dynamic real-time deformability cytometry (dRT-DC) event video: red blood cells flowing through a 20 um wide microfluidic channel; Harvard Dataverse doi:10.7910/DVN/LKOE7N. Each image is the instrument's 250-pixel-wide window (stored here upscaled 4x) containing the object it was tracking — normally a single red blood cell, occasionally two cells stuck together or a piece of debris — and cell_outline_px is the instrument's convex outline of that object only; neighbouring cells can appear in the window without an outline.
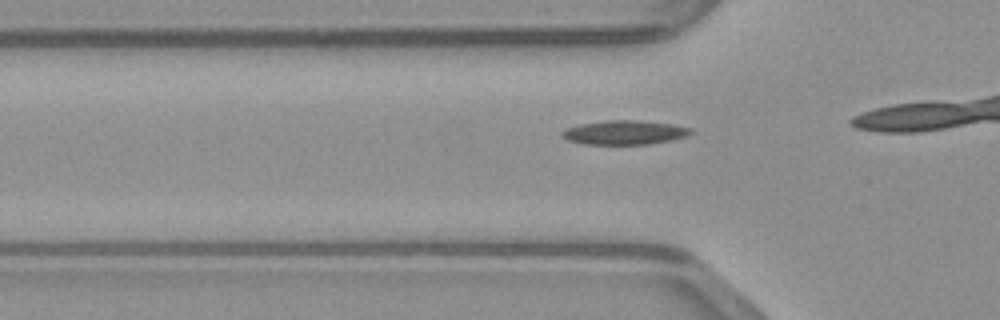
{"species": "common noctule bat (a hibernating species)", "species_latin": "Nyctalus noctula", "temperature_condition": "warm", "stored_images_in_passage": 15, "camera_frame_rate_fps": 3000, "um_per_image_px": 0.085, "animal": {"sex": "male", "body_mass_g": 23.1, "forearm_length_mm": 52.7}, "frame": {"image": 1, "passage_image": 5, "time_ms": 1.333, "image_size_px": [1000, 320], "cell_outline_px": [[692, 132], [684, 136], [672, 140], [648, 144], [584, 144], [568, 140], [560, 136], [560, 132], [564, 128], [580, 124], [604, 120], [636, 120], [672, 124], [692, 128]], "centroid_in_image_um": [53.02, 11.25], "position_along_channel_um": 72.8, "area_um2": 18.15}}
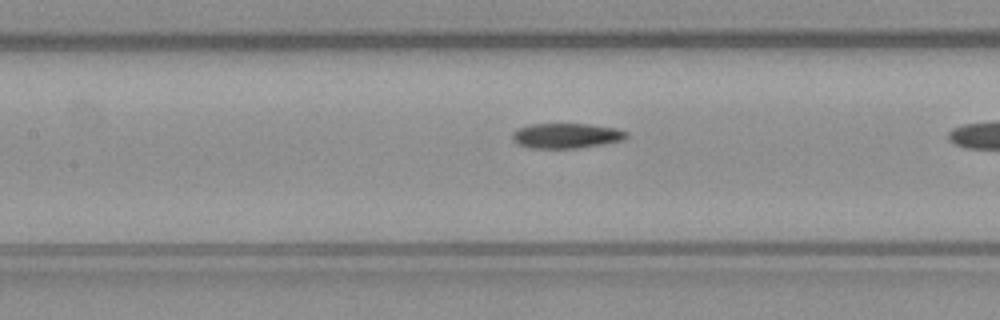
{"frame": {"image": 2, "passage_image": 11, "time_ms": 3.333, "image_size_px": [1000, 320], "cell_outline_px": [[628, 136], [624, 140], [604, 144], [576, 148], [528, 148], [516, 144], [512, 140], [512, 132], [516, 128], [528, 124], [588, 124], [616, 128], [628, 132]], "centroid_in_image_um": [48.1, 11.53], "position_along_channel_um": 159.3, "area_um2": 16.94}}